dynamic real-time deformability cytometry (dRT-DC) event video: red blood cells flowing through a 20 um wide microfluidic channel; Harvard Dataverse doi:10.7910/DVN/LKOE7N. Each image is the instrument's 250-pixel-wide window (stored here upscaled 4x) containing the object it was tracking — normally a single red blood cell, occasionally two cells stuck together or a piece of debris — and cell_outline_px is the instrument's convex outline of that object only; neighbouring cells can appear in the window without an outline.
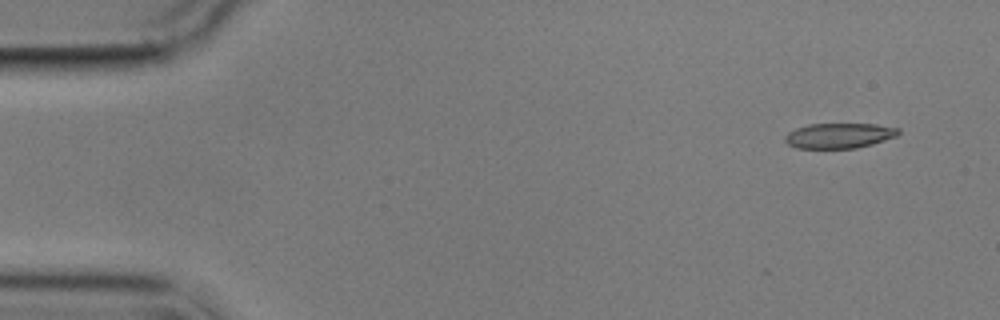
{"species": "common noctule bat (a hibernating species)", "species_latin": "Nyctalus noctula", "temperature_condition": "cold", "stored_images_in_passage": 2, "camera_frame_rate_fps": 3000, "um_per_image_px": 0.085, "animal": {"sex": "male", "body_mass_g": 17.9}, "frame": {"image": 1, "passage_image": 1, "time_ms": 0.0, "image_size_px": [1000, 320], "cell_outline_px": [[900, 132], [896, 136], [872, 144], [856, 148], [796, 148], [788, 144], [784, 140], [784, 136], [788, 132], [796, 128], [808, 124], [876, 124], [900, 128]], "centroid_in_image_um": [71.31, 11.52], "position_along_channel_um": 13.7, "area_um2": 16.65}}